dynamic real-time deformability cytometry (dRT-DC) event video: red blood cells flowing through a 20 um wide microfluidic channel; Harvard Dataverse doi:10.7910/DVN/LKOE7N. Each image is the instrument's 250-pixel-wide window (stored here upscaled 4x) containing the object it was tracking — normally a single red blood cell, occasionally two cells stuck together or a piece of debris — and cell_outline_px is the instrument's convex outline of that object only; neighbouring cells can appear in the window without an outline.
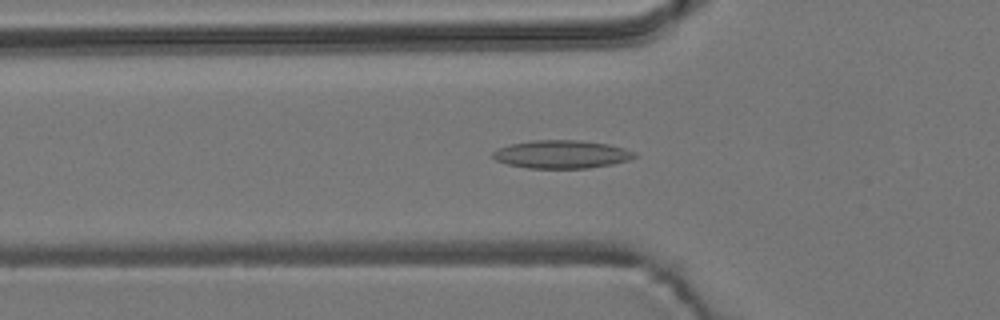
{"species": "common noctule bat (a hibernating species)", "species_latin": "Nyctalus noctula", "temperature_condition": "room temperature", "stored_images_in_passage": 37, "camera_frame_rate_fps": 3000, "um_per_image_px": 0.085, "animal": {"sex": "male", "body_mass_g": 19.2, "forearm_length_mm": 51.8}, "frame": {"image": 1, "passage_image": 8, "time_ms": 2.333, "image_size_px": [1000, 320], "cell_outline_px": [[636, 156], [628, 160], [612, 164], [588, 168], [528, 168], [508, 164], [496, 160], [492, 156], [492, 152], [500, 148], [512, 144], [532, 140], [580, 140], [608, 144], [624, 148], [636, 152]], "centroid_in_image_um": [47.75, 13.11], "position_along_channel_um": 78.0, "area_um2": 23.06}}
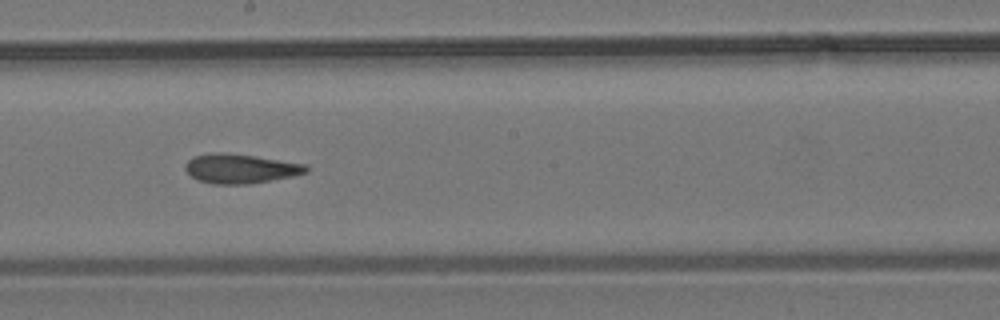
{"frame": {"image": 2, "passage_image": 20, "time_ms": 6.333, "image_size_px": [1000, 320], "cell_outline_px": [[308, 172], [292, 176], [248, 184], [212, 184], [196, 180], [184, 168], [184, 164], [192, 156], [216, 152], [220, 152], [256, 156], [308, 164]], "centroid_in_image_um": [20.42, 14.33], "position_along_channel_um": 227.8, "area_um2": 20.81}}
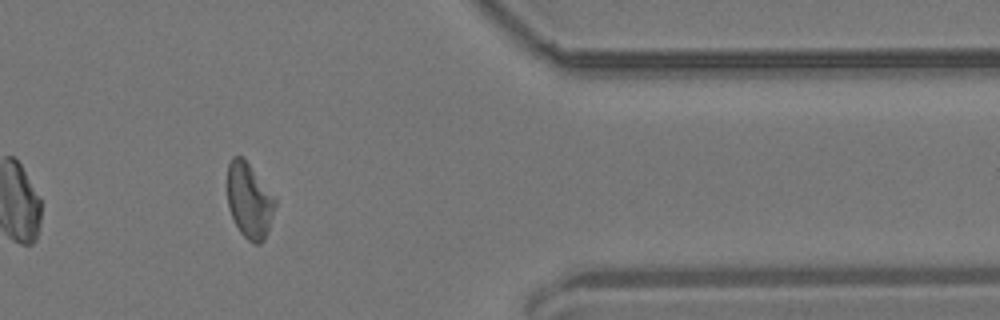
{"frame": {"image": 3, "passage_image": 35, "time_ms": 11.333, "image_size_px": [1000, 320], "cell_outline_px": [[276, 204], [264, 240], [260, 244], [252, 244], [240, 232], [228, 208], [228, 164], [232, 156], [244, 156], [276, 200]], "centroid_in_image_um": [21.18, 17.03], "position_along_channel_um": 390.2, "area_um2": 20.75}, "authors_computed_cell_mechanics": {"area_um2": 20.808, "velocity_mm_per_s": 3.7171, "shape_relaxation_time_tau1_ms": null, "shape_relaxation_time_tau2_ms": 3.9769, "deformation_change_tau1": null, "deformation_change_tau2": 0.1197}}